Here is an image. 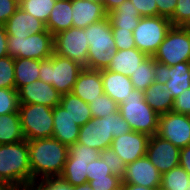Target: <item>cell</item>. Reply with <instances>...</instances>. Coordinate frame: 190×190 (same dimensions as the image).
I'll use <instances>...</instances> for the list:
<instances>
[{
	"instance_id": "obj_1",
	"label": "cell",
	"mask_w": 190,
	"mask_h": 190,
	"mask_svg": "<svg viewBox=\"0 0 190 190\" xmlns=\"http://www.w3.org/2000/svg\"><path fill=\"white\" fill-rule=\"evenodd\" d=\"M32 182L48 177H60L68 156L69 147L55 138L27 141Z\"/></svg>"
},
{
	"instance_id": "obj_2",
	"label": "cell",
	"mask_w": 190,
	"mask_h": 190,
	"mask_svg": "<svg viewBox=\"0 0 190 190\" xmlns=\"http://www.w3.org/2000/svg\"><path fill=\"white\" fill-rule=\"evenodd\" d=\"M32 182L27 140L0 145V189H16Z\"/></svg>"
},
{
	"instance_id": "obj_3",
	"label": "cell",
	"mask_w": 190,
	"mask_h": 190,
	"mask_svg": "<svg viewBox=\"0 0 190 190\" xmlns=\"http://www.w3.org/2000/svg\"><path fill=\"white\" fill-rule=\"evenodd\" d=\"M131 131L128 122L117 112L102 118H92L81 126L77 142L101 152L111 147L113 138Z\"/></svg>"
},
{
	"instance_id": "obj_4",
	"label": "cell",
	"mask_w": 190,
	"mask_h": 190,
	"mask_svg": "<svg viewBox=\"0 0 190 190\" xmlns=\"http://www.w3.org/2000/svg\"><path fill=\"white\" fill-rule=\"evenodd\" d=\"M85 29L89 43L87 69H106L117 51L109 17L107 16Z\"/></svg>"
},
{
	"instance_id": "obj_5",
	"label": "cell",
	"mask_w": 190,
	"mask_h": 190,
	"mask_svg": "<svg viewBox=\"0 0 190 190\" xmlns=\"http://www.w3.org/2000/svg\"><path fill=\"white\" fill-rule=\"evenodd\" d=\"M118 111L132 131L147 134L149 137L157 134L160 115L145 102L144 92L133 88L119 105Z\"/></svg>"
},
{
	"instance_id": "obj_6",
	"label": "cell",
	"mask_w": 190,
	"mask_h": 190,
	"mask_svg": "<svg viewBox=\"0 0 190 190\" xmlns=\"http://www.w3.org/2000/svg\"><path fill=\"white\" fill-rule=\"evenodd\" d=\"M83 66L53 53L45 60H40V80L52 85L61 95L71 93Z\"/></svg>"
},
{
	"instance_id": "obj_7",
	"label": "cell",
	"mask_w": 190,
	"mask_h": 190,
	"mask_svg": "<svg viewBox=\"0 0 190 190\" xmlns=\"http://www.w3.org/2000/svg\"><path fill=\"white\" fill-rule=\"evenodd\" d=\"M18 113L25 140L52 138L53 108L42 104H20Z\"/></svg>"
},
{
	"instance_id": "obj_8",
	"label": "cell",
	"mask_w": 190,
	"mask_h": 190,
	"mask_svg": "<svg viewBox=\"0 0 190 190\" xmlns=\"http://www.w3.org/2000/svg\"><path fill=\"white\" fill-rule=\"evenodd\" d=\"M152 57L159 66L189 62L190 32L183 26H172Z\"/></svg>"
},
{
	"instance_id": "obj_9",
	"label": "cell",
	"mask_w": 190,
	"mask_h": 190,
	"mask_svg": "<svg viewBox=\"0 0 190 190\" xmlns=\"http://www.w3.org/2000/svg\"><path fill=\"white\" fill-rule=\"evenodd\" d=\"M8 56L45 60L54 53V36L46 29L28 37L8 36Z\"/></svg>"
},
{
	"instance_id": "obj_10",
	"label": "cell",
	"mask_w": 190,
	"mask_h": 190,
	"mask_svg": "<svg viewBox=\"0 0 190 190\" xmlns=\"http://www.w3.org/2000/svg\"><path fill=\"white\" fill-rule=\"evenodd\" d=\"M172 26L170 19L162 16L141 17L133 30L136 48L153 56Z\"/></svg>"
},
{
	"instance_id": "obj_11",
	"label": "cell",
	"mask_w": 190,
	"mask_h": 190,
	"mask_svg": "<svg viewBox=\"0 0 190 190\" xmlns=\"http://www.w3.org/2000/svg\"><path fill=\"white\" fill-rule=\"evenodd\" d=\"M89 43L87 30L71 27L54 35V53L87 68Z\"/></svg>"
},
{
	"instance_id": "obj_12",
	"label": "cell",
	"mask_w": 190,
	"mask_h": 190,
	"mask_svg": "<svg viewBox=\"0 0 190 190\" xmlns=\"http://www.w3.org/2000/svg\"><path fill=\"white\" fill-rule=\"evenodd\" d=\"M157 135L180 149L190 145V116L173 111L159 116Z\"/></svg>"
},
{
	"instance_id": "obj_13",
	"label": "cell",
	"mask_w": 190,
	"mask_h": 190,
	"mask_svg": "<svg viewBox=\"0 0 190 190\" xmlns=\"http://www.w3.org/2000/svg\"><path fill=\"white\" fill-rule=\"evenodd\" d=\"M146 156L163 174L179 166L180 148L156 134L149 137Z\"/></svg>"
},
{
	"instance_id": "obj_14",
	"label": "cell",
	"mask_w": 190,
	"mask_h": 190,
	"mask_svg": "<svg viewBox=\"0 0 190 190\" xmlns=\"http://www.w3.org/2000/svg\"><path fill=\"white\" fill-rule=\"evenodd\" d=\"M162 174L147 156L136 159L126 165L122 183L140 185L151 189H160Z\"/></svg>"
},
{
	"instance_id": "obj_15",
	"label": "cell",
	"mask_w": 190,
	"mask_h": 190,
	"mask_svg": "<svg viewBox=\"0 0 190 190\" xmlns=\"http://www.w3.org/2000/svg\"><path fill=\"white\" fill-rule=\"evenodd\" d=\"M148 140L149 136L147 134L131 131L118 138H113L111 149L127 165L146 156Z\"/></svg>"
},
{
	"instance_id": "obj_16",
	"label": "cell",
	"mask_w": 190,
	"mask_h": 190,
	"mask_svg": "<svg viewBox=\"0 0 190 190\" xmlns=\"http://www.w3.org/2000/svg\"><path fill=\"white\" fill-rule=\"evenodd\" d=\"M20 104H42L54 108L60 104L61 94L50 84L40 79L18 90Z\"/></svg>"
},
{
	"instance_id": "obj_17",
	"label": "cell",
	"mask_w": 190,
	"mask_h": 190,
	"mask_svg": "<svg viewBox=\"0 0 190 190\" xmlns=\"http://www.w3.org/2000/svg\"><path fill=\"white\" fill-rule=\"evenodd\" d=\"M72 93L87 104L104 94L101 70L83 68L74 84Z\"/></svg>"
},
{
	"instance_id": "obj_18",
	"label": "cell",
	"mask_w": 190,
	"mask_h": 190,
	"mask_svg": "<svg viewBox=\"0 0 190 190\" xmlns=\"http://www.w3.org/2000/svg\"><path fill=\"white\" fill-rule=\"evenodd\" d=\"M108 16L103 3L94 0H72L73 27L85 29L87 26Z\"/></svg>"
},
{
	"instance_id": "obj_19",
	"label": "cell",
	"mask_w": 190,
	"mask_h": 190,
	"mask_svg": "<svg viewBox=\"0 0 190 190\" xmlns=\"http://www.w3.org/2000/svg\"><path fill=\"white\" fill-rule=\"evenodd\" d=\"M4 25L8 36L28 37L46 30L44 22L25 12L20 7Z\"/></svg>"
},
{
	"instance_id": "obj_20",
	"label": "cell",
	"mask_w": 190,
	"mask_h": 190,
	"mask_svg": "<svg viewBox=\"0 0 190 190\" xmlns=\"http://www.w3.org/2000/svg\"><path fill=\"white\" fill-rule=\"evenodd\" d=\"M79 131L80 126L73 121L63 106L59 104L53 108V138L69 147L77 142Z\"/></svg>"
},
{
	"instance_id": "obj_21",
	"label": "cell",
	"mask_w": 190,
	"mask_h": 190,
	"mask_svg": "<svg viewBox=\"0 0 190 190\" xmlns=\"http://www.w3.org/2000/svg\"><path fill=\"white\" fill-rule=\"evenodd\" d=\"M159 68L160 77L173 99L190 88L189 62L178 63L174 66H159Z\"/></svg>"
},
{
	"instance_id": "obj_22",
	"label": "cell",
	"mask_w": 190,
	"mask_h": 190,
	"mask_svg": "<svg viewBox=\"0 0 190 190\" xmlns=\"http://www.w3.org/2000/svg\"><path fill=\"white\" fill-rule=\"evenodd\" d=\"M101 77L103 80L104 94L109 96L120 105L133 90L130 77L110 70L102 69Z\"/></svg>"
},
{
	"instance_id": "obj_23",
	"label": "cell",
	"mask_w": 190,
	"mask_h": 190,
	"mask_svg": "<svg viewBox=\"0 0 190 190\" xmlns=\"http://www.w3.org/2000/svg\"><path fill=\"white\" fill-rule=\"evenodd\" d=\"M145 102L159 115L171 112L174 99L159 76L144 92Z\"/></svg>"
},
{
	"instance_id": "obj_24",
	"label": "cell",
	"mask_w": 190,
	"mask_h": 190,
	"mask_svg": "<svg viewBox=\"0 0 190 190\" xmlns=\"http://www.w3.org/2000/svg\"><path fill=\"white\" fill-rule=\"evenodd\" d=\"M147 57L137 48L117 50L106 70L130 77Z\"/></svg>"
},
{
	"instance_id": "obj_25",
	"label": "cell",
	"mask_w": 190,
	"mask_h": 190,
	"mask_svg": "<svg viewBox=\"0 0 190 190\" xmlns=\"http://www.w3.org/2000/svg\"><path fill=\"white\" fill-rule=\"evenodd\" d=\"M72 21V0H56L45 26L54 36L73 27Z\"/></svg>"
},
{
	"instance_id": "obj_26",
	"label": "cell",
	"mask_w": 190,
	"mask_h": 190,
	"mask_svg": "<svg viewBox=\"0 0 190 190\" xmlns=\"http://www.w3.org/2000/svg\"><path fill=\"white\" fill-rule=\"evenodd\" d=\"M111 28L133 31L138 25L141 16L130 0L124 1L116 9L108 13Z\"/></svg>"
},
{
	"instance_id": "obj_27",
	"label": "cell",
	"mask_w": 190,
	"mask_h": 190,
	"mask_svg": "<svg viewBox=\"0 0 190 190\" xmlns=\"http://www.w3.org/2000/svg\"><path fill=\"white\" fill-rule=\"evenodd\" d=\"M158 63L152 56H148L130 76L133 87L138 91L146 89L160 76Z\"/></svg>"
},
{
	"instance_id": "obj_28",
	"label": "cell",
	"mask_w": 190,
	"mask_h": 190,
	"mask_svg": "<svg viewBox=\"0 0 190 190\" xmlns=\"http://www.w3.org/2000/svg\"><path fill=\"white\" fill-rule=\"evenodd\" d=\"M40 60L28 58H14L15 89L40 79Z\"/></svg>"
},
{
	"instance_id": "obj_29",
	"label": "cell",
	"mask_w": 190,
	"mask_h": 190,
	"mask_svg": "<svg viewBox=\"0 0 190 190\" xmlns=\"http://www.w3.org/2000/svg\"><path fill=\"white\" fill-rule=\"evenodd\" d=\"M60 105L66 109L69 116L80 127L92 119L89 104L72 92L61 95Z\"/></svg>"
},
{
	"instance_id": "obj_30",
	"label": "cell",
	"mask_w": 190,
	"mask_h": 190,
	"mask_svg": "<svg viewBox=\"0 0 190 190\" xmlns=\"http://www.w3.org/2000/svg\"><path fill=\"white\" fill-rule=\"evenodd\" d=\"M25 140L19 113L0 115V145Z\"/></svg>"
},
{
	"instance_id": "obj_31",
	"label": "cell",
	"mask_w": 190,
	"mask_h": 190,
	"mask_svg": "<svg viewBox=\"0 0 190 190\" xmlns=\"http://www.w3.org/2000/svg\"><path fill=\"white\" fill-rule=\"evenodd\" d=\"M92 160L67 159L61 178L72 186H77L88 182V164Z\"/></svg>"
},
{
	"instance_id": "obj_32",
	"label": "cell",
	"mask_w": 190,
	"mask_h": 190,
	"mask_svg": "<svg viewBox=\"0 0 190 190\" xmlns=\"http://www.w3.org/2000/svg\"><path fill=\"white\" fill-rule=\"evenodd\" d=\"M159 190H190V175L181 166L164 172Z\"/></svg>"
},
{
	"instance_id": "obj_33",
	"label": "cell",
	"mask_w": 190,
	"mask_h": 190,
	"mask_svg": "<svg viewBox=\"0 0 190 190\" xmlns=\"http://www.w3.org/2000/svg\"><path fill=\"white\" fill-rule=\"evenodd\" d=\"M55 3L56 0H22L19 7L46 24Z\"/></svg>"
},
{
	"instance_id": "obj_34",
	"label": "cell",
	"mask_w": 190,
	"mask_h": 190,
	"mask_svg": "<svg viewBox=\"0 0 190 190\" xmlns=\"http://www.w3.org/2000/svg\"><path fill=\"white\" fill-rule=\"evenodd\" d=\"M92 118H102L117 113L119 105L106 94L89 103Z\"/></svg>"
},
{
	"instance_id": "obj_35",
	"label": "cell",
	"mask_w": 190,
	"mask_h": 190,
	"mask_svg": "<svg viewBox=\"0 0 190 190\" xmlns=\"http://www.w3.org/2000/svg\"><path fill=\"white\" fill-rule=\"evenodd\" d=\"M19 105L16 89L0 88V115L18 113Z\"/></svg>"
},
{
	"instance_id": "obj_36",
	"label": "cell",
	"mask_w": 190,
	"mask_h": 190,
	"mask_svg": "<svg viewBox=\"0 0 190 190\" xmlns=\"http://www.w3.org/2000/svg\"><path fill=\"white\" fill-rule=\"evenodd\" d=\"M0 88L15 89L14 58H0Z\"/></svg>"
},
{
	"instance_id": "obj_37",
	"label": "cell",
	"mask_w": 190,
	"mask_h": 190,
	"mask_svg": "<svg viewBox=\"0 0 190 190\" xmlns=\"http://www.w3.org/2000/svg\"><path fill=\"white\" fill-rule=\"evenodd\" d=\"M100 157L105 161L107 166L110 168L111 173L121 178L125 175L126 164L124 161L111 149L106 148L100 152Z\"/></svg>"
},
{
	"instance_id": "obj_38",
	"label": "cell",
	"mask_w": 190,
	"mask_h": 190,
	"mask_svg": "<svg viewBox=\"0 0 190 190\" xmlns=\"http://www.w3.org/2000/svg\"><path fill=\"white\" fill-rule=\"evenodd\" d=\"M100 156V151L87 147L84 144L76 142L69 146L67 159L96 160Z\"/></svg>"
},
{
	"instance_id": "obj_39",
	"label": "cell",
	"mask_w": 190,
	"mask_h": 190,
	"mask_svg": "<svg viewBox=\"0 0 190 190\" xmlns=\"http://www.w3.org/2000/svg\"><path fill=\"white\" fill-rule=\"evenodd\" d=\"M173 26H185L190 21V0H177L173 16L170 18Z\"/></svg>"
},
{
	"instance_id": "obj_40",
	"label": "cell",
	"mask_w": 190,
	"mask_h": 190,
	"mask_svg": "<svg viewBox=\"0 0 190 190\" xmlns=\"http://www.w3.org/2000/svg\"><path fill=\"white\" fill-rule=\"evenodd\" d=\"M113 38L116 44V50L136 48L133 31L121 30V28H112Z\"/></svg>"
},
{
	"instance_id": "obj_41",
	"label": "cell",
	"mask_w": 190,
	"mask_h": 190,
	"mask_svg": "<svg viewBox=\"0 0 190 190\" xmlns=\"http://www.w3.org/2000/svg\"><path fill=\"white\" fill-rule=\"evenodd\" d=\"M93 190H121L122 178L117 175H109L106 178L88 181Z\"/></svg>"
},
{
	"instance_id": "obj_42",
	"label": "cell",
	"mask_w": 190,
	"mask_h": 190,
	"mask_svg": "<svg viewBox=\"0 0 190 190\" xmlns=\"http://www.w3.org/2000/svg\"><path fill=\"white\" fill-rule=\"evenodd\" d=\"M109 175H112L111 170L100 156L88 164V181L106 178Z\"/></svg>"
},
{
	"instance_id": "obj_43",
	"label": "cell",
	"mask_w": 190,
	"mask_h": 190,
	"mask_svg": "<svg viewBox=\"0 0 190 190\" xmlns=\"http://www.w3.org/2000/svg\"><path fill=\"white\" fill-rule=\"evenodd\" d=\"M172 111L190 116V88L184 90L174 99Z\"/></svg>"
},
{
	"instance_id": "obj_44",
	"label": "cell",
	"mask_w": 190,
	"mask_h": 190,
	"mask_svg": "<svg viewBox=\"0 0 190 190\" xmlns=\"http://www.w3.org/2000/svg\"><path fill=\"white\" fill-rule=\"evenodd\" d=\"M141 17L158 16V8L155 0H130Z\"/></svg>"
},
{
	"instance_id": "obj_45",
	"label": "cell",
	"mask_w": 190,
	"mask_h": 190,
	"mask_svg": "<svg viewBox=\"0 0 190 190\" xmlns=\"http://www.w3.org/2000/svg\"><path fill=\"white\" fill-rule=\"evenodd\" d=\"M47 190H73V186L61 177H48L39 181Z\"/></svg>"
},
{
	"instance_id": "obj_46",
	"label": "cell",
	"mask_w": 190,
	"mask_h": 190,
	"mask_svg": "<svg viewBox=\"0 0 190 190\" xmlns=\"http://www.w3.org/2000/svg\"><path fill=\"white\" fill-rule=\"evenodd\" d=\"M18 8L14 0H0V24H5Z\"/></svg>"
},
{
	"instance_id": "obj_47",
	"label": "cell",
	"mask_w": 190,
	"mask_h": 190,
	"mask_svg": "<svg viewBox=\"0 0 190 190\" xmlns=\"http://www.w3.org/2000/svg\"><path fill=\"white\" fill-rule=\"evenodd\" d=\"M158 8V16L170 19L177 5V0H155Z\"/></svg>"
},
{
	"instance_id": "obj_48",
	"label": "cell",
	"mask_w": 190,
	"mask_h": 190,
	"mask_svg": "<svg viewBox=\"0 0 190 190\" xmlns=\"http://www.w3.org/2000/svg\"><path fill=\"white\" fill-rule=\"evenodd\" d=\"M179 166L190 175V145L180 149Z\"/></svg>"
},
{
	"instance_id": "obj_49",
	"label": "cell",
	"mask_w": 190,
	"mask_h": 190,
	"mask_svg": "<svg viewBox=\"0 0 190 190\" xmlns=\"http://www.w3.org/2000/svg\"><path fill=\"white\" fill-rule=\"evenodd\" d=\"M8 35L4 24H0V58L8 56Z\"/></svg>"
},
{
	"instance_id": "obj_50",
	"label": "cell",
	"mask_w": 190,
	"mask_h": 190,
	"mask_svg": "<svg viewBox=\"0 0 190 190\" xmlns=\"http://www.w3.org/2000/svg\"><path fill=\"white\" fill-rule=\"evenodd\" d=\"M126 0H102L105 11L110 13Z\"/></svg>"
},
{
	"instance_id": "obj_51",
	"label": "cell",
	"mask_w": 190,
	"mask_h": 190,
	"mask_svg": "<svg viewBox=\"0 0 190 190\" xmlns=\"http://www.w3.org/2000/svg\"><path fill=\"white\" fill-rule=\"evenodd\" d=\"M15 190H47L39 181L29 182Z\"/></svg>"
},
{
	"instance_id": "obj_52",
	"label": "cell",
	"mask_w": 190,
	"mask_h": 190,
	"mask_svg": "<svg viewBox=\"0 0 190 190\" xmlns=\"http://www.w3.org/2000/svg\"><path fill=\"white\" fill-rule=\"evenodd\" d=\"M121 190H158V189H151V188L140 186V185L122 183Z\"/></svg>"
},
{
	"instance_id": "obj_53",
	"label": "cell",
	"mask_w": 190,
	"mask_h": 190,
	"mask_svg": "<svg viewBox=\"0 0 190 190\" xmlns=\"http://www.w3.org/2000/svg\"><path fill=\"white\" fill-rule=\"evenodd\" d=\"M73 190H93V188L91 187L89 182H87V183H84V184L73 186Z\"/></svg>"
},
{
	"instance_id": "obj_54",
	"label": "cell",
	"mask_w": 190,
	"mask_h": 190,
	"mask_svg": "<svg viewBox=\"0 0 190 190\" xmlns=\"http://www.w3.org/2000/svg\"><path fill=\"white\" fill-rule=\"evenodd\" d=\"M184 27L190 32V21Z\"/></svg>"
},
{
	"instance_id": "obj_55",
	"label": "cell",
	"mask_w": 190,
	"mask_h": 190,
	"mask_svg": "<svg viewBox=\"0 0 190 190\" xmlns=\"http://www.w3.org/2000/svg\"><path fill=\"white\" fill-rule=\"evenodd\" d=\"M14 1H16L19 4L22 0H14Z\"/></svg>"
}]
</instances>
